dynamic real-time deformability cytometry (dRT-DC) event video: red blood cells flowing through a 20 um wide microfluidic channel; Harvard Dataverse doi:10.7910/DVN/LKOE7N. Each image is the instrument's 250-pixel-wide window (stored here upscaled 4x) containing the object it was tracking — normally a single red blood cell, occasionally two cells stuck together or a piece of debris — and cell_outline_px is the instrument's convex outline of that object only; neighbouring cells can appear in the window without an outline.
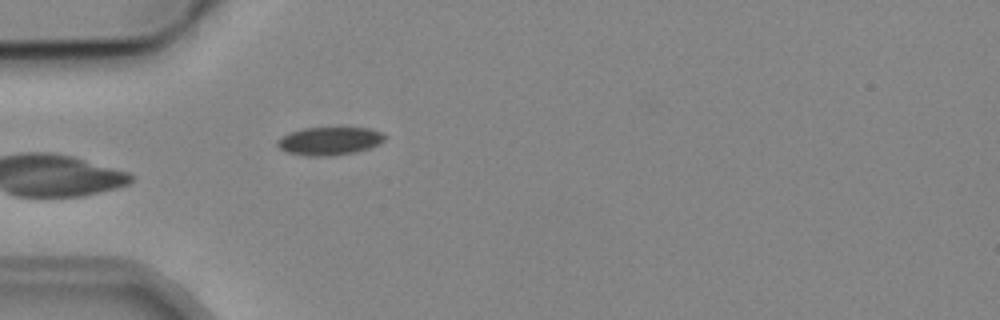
{"species": "common noctule bat (a hibernating species)", "species_latin": "Nyctalus noctula", "temperature_condition": "cold", "stored_images_in_passage": 4, "camera_frame_rate_fps": 3000, "um_per_image_px": 0.085, "animal": {"sex": "male", "body_mass_g": 19.2, "forearm_length_mm": 51.8}, "frame": {"image": 1, "passage_image": 4, "time_ms": 4.333, "image_size_px": [1000, 320], "cell_outline_px": [[388, 136], [380, 144], [356, 152], [320, 156], [316, 156], [288, 152], [280, 148], [276, 144], [276, 140], [280, 136], [304, 128], [368, 128], [384, 132]], "centroid_in_image_um": [28.05, 11.96], "position_along_channel_um": 57.0, "area_um2": 17.4}}